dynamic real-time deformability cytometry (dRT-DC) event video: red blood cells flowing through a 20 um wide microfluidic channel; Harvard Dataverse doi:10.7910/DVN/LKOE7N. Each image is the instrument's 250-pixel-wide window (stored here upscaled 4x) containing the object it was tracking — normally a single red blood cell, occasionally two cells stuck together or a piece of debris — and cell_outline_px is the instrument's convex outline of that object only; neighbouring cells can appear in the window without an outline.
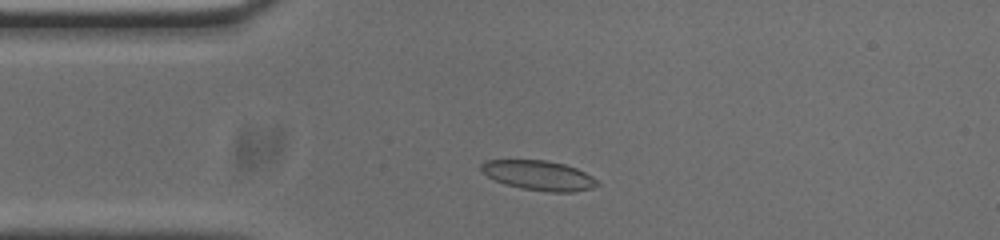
{"species": "common noctule bat (a hibernating species)", "species_latin": "Nyctalus noctula", "temperature_condition": "cold", "stored_images_in_passage": 47, "camera_frame_rate_fps": 3000, "um_per_image_px": 0.085, "animal": {"sex": "male", "body_mass_g": 20.0, "forearm_length_mm": 53.3}, "frame": {"image": 1, "passage_image": 6, "time_ms": 1.667, "image_size_px": [1000, 240], "cell_outline_px": [[600, 184], [592, 188], [572, 192], [548, 192], [520, 188], [504, 184], [488, 176], [480, 168], [480, 164], [488, 160], [548, 160], [564, 164], [576, 168], [592, 176]], "centroid_in_image_um": [45.81, 14.91], "position_along_channel_um": 39.2, "area_um2": 20.06}}
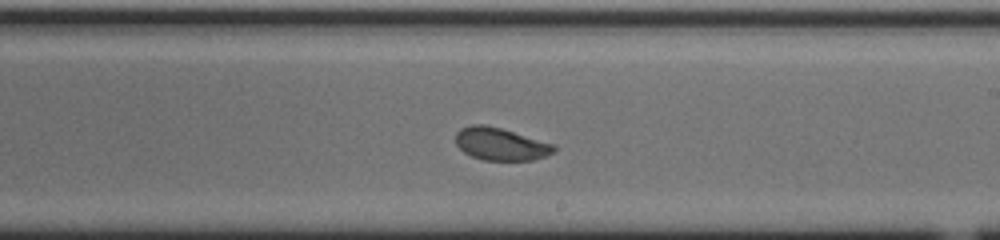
{"frame": {"image": 2, "passage_image": 24, "time_ms": 7.667, "image_size_px": [1000, 240], "cell_outline_px": [[556, 148], [552, 152], [544, 156], [532, 160], [484, 160], [472, 156], [464, 152], [456, 144], [456, 132], [460, 128], [472, 124], [484, 124], [500, 128], [556, 144]], "centroid_in_image_um": [42.54, 12.23], "position_along_channel_um": 246.5, "area_um2": 18.55}}
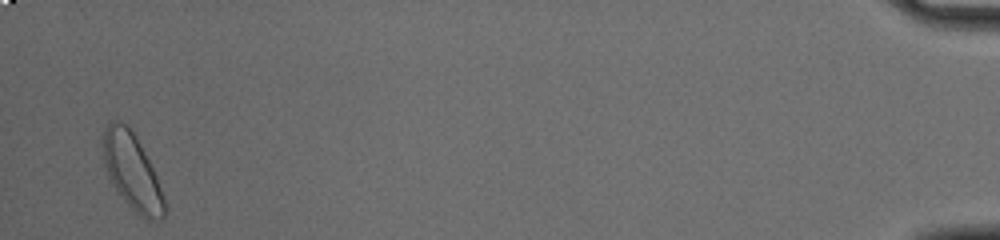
{"frame": {"image": 3, "passage_image": 46, "time_ms": 15.0, "image_size_px": [1000, 240], "cell_outline_px": [[168, 212], [164, 220], [144, 220], [124, 200], [112, 184], [108, 176], [104, 164], [100, 140], [104, 128], [112, 120], [120, 120], [128, 124], [136, 136], [156, 176], [164, 196], [168, 208]], "centroid_in_image_um": [11.22, 14.59], "position_along_channel_um": 424.0, "area_um2": 27.86}, "authors_computed_cell_mechanics": {"area_um2": 19.4786, "velocity_mm_per_s": 3.7575, "shape_relaxation_time_tau1_ms": 5.8071, "shape_relaxation_time_tau2_ms": 0.9842, "deformation_change_tau1": 0.1292, "deformation_change_tau2": 0.0534}}